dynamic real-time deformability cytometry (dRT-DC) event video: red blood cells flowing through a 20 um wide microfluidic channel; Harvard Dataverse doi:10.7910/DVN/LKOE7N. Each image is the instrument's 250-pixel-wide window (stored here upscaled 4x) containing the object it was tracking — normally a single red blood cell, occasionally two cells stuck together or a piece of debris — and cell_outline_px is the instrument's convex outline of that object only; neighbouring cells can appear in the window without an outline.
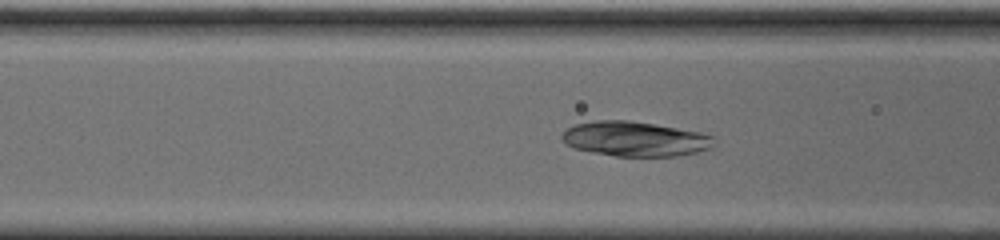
{"species": "common noctule bat (a hibernating species)", "species_latin": "Nyctalus noctula", "temperature_condition": "cold", "stored_images_in_passage": 31, "camera_frame_rate_fps": 3000, "um_per_image_px": 0.085, "animal": {"sex": "male", "body_mass_g": 20.0, "forearm_length_mm": 53.3}, "frame": {"image": 1, "passage_image": 7, "time_ms": 2.0, "image_size_px": [1000, 240], "cell_outline_px": [[716, 144], [708, 148], [696, 152], [676, 156], [616, 156], [592, 152], [572, 148], [560, 136], [568, 128], [576, 124], [596, 120], [628, 120], [700, 132], [712, 136]], "centroid_in_image_um": [53.97, 11.81], "position_along_channel_um": 112.6, "area_um2": 30.52}}
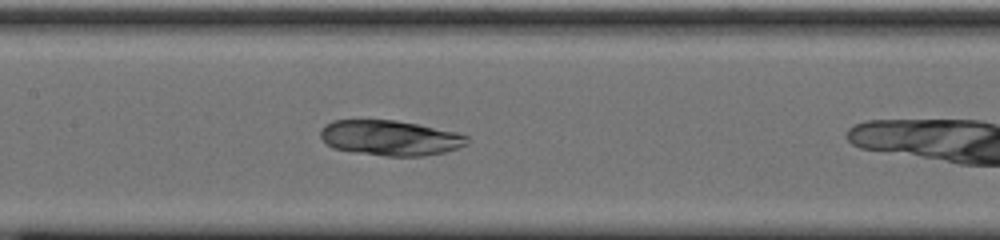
{"frame": {"image": 2, "passage_image": 12, "time_ms": 3.667, "image_size_px": [1000, 240], "cell_outline_px": [[468, 144], [444, 152], [424, 156], [388, 156], [352, 152], [332, 148], [320, 136], [320, 128], [324, 124], [332, 120], [396, 120], [420, 124], [456, 132], [468, 136]], "centroid_in_image_um": [33.15, 11.71], "position_along_channel_um": 174.3, "area_um2": 30.29}}
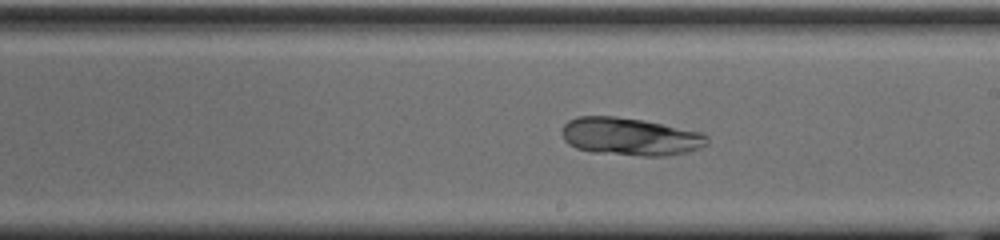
{"frame": {"image": 3, "passage_image": 17, "time_ms": 5.333, "image_size_px": [1000, 240], "cell_outline_px": [[708, 144], [700, 148], [688, 152], [664, 156], [644, 156], [592, 152], [576, 148], [568, 144], [564, 140], [564, 124], [568, 120], [576, 116], [616, 116], [644, 120], [704, 132], [708, 136]], "centroid_in_image_um": [53.61, 11.61], "position_along_channel_um": 235.4, "area_um2": 32.19}}